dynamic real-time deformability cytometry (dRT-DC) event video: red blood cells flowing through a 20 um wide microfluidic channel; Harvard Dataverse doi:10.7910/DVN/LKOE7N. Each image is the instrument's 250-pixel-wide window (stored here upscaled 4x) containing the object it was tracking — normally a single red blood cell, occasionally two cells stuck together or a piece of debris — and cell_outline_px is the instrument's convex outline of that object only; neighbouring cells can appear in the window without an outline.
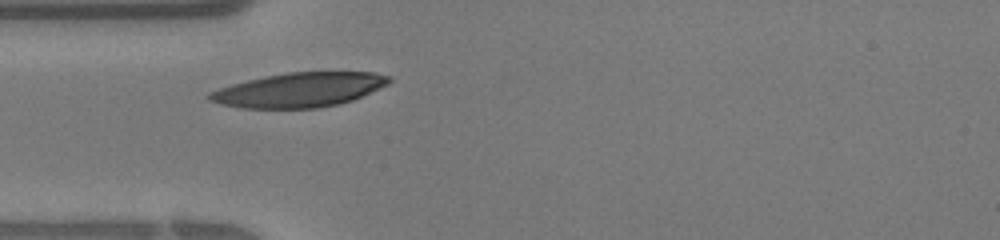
{"species": "human", "species_latin": "Homo sapiens", "temperature_condition": "warm", "stored_images_in_passage": 22, "camera_frame_rate_fps": 3000, "um_per_image_px": 0.085, "donor": {"sex": "female"}, "frame": {"image": 1, "passage_image": 1, "time_ms": 0.0, "image_size_px": [1000, 240], "cell_outline_px": [[392, 80], [388, 84], [380, 88], [352, 100], [340, 104], [316, 108], [240, 108], [220, 104], [208, 100], [204, 96], [208, 92], [232, 84], [264, 76], [288, 72], [376, 72], [392, 76]], "centroid_in_image_um": [25.43, 7.64], "position_along_channel_um": 59.6, "area_um2": 36.24}}
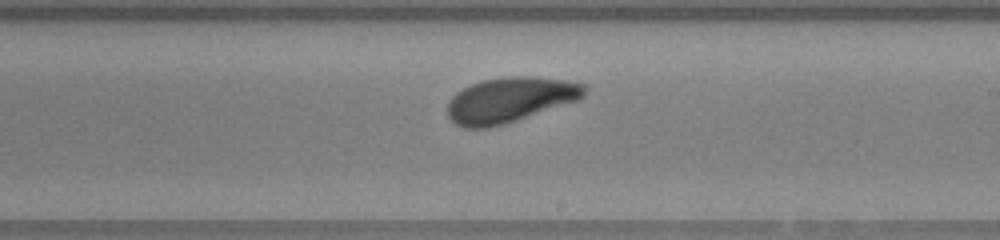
{"frame": {"image": 2, "passage_image": 12, "time_ms": 3.667, "image_size_px": [1000, 240], "cell_outline_px": [[588, 88], [584, 96], [576, 100], [504, 124], [488, 128], [464, 128], [456, 124], [448, 116], [448, 100], [456, 92], [472, 84], [484, 80], [508, 76], [528, 76], [568, 80], [584, 84]], "centroid_in_image_um": [43.33, 8.48], "position_along_channel_um": 245.7, "area_um2": 35.72}}
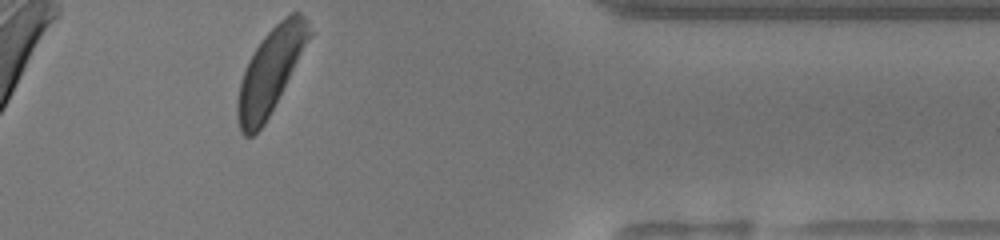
{"frame": {"image": 3, "passage_image": 22, "time_ms": 7.0, "image_size_px": [1000, 240], "cell_outline_px": [[312, 36], [264, 124], [252, 136], [244, 136], [240, 132], [236, 116], [236, 100], [240, 84], [248, 60], [264, 36], [284, 16], [292, 12], [300, 12], [308, 20], [312, 32]], "centroid_in_image_um": [22.99, 6.03], "position_along_channel_um": 388.4, "area_um2": 35.03}}